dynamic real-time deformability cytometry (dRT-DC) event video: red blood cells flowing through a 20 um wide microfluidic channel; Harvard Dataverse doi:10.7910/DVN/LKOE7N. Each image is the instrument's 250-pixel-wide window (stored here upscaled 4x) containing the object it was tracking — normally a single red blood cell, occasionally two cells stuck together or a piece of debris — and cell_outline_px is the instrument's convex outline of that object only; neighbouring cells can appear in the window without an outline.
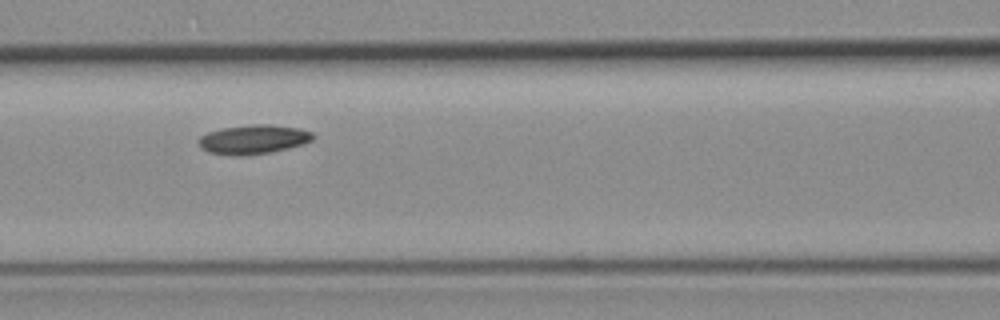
{"species": "common noctule bat (a hibernating species)", "species_latin": "Nyctalus noctula", "temperature_condition": "room temperature", "stored_images_in_passage": 9, "camera_frame_rate_fps": 3000, "um_per_image_px": 0.085, "animal": {"sex": "female", "body_mass_g": 19.3, "forearm_length_mm": 54.1}, "frame": {"image": 1, "passage_image": 6, "time_ms": 5.667, "image_size_px": [1000, 320], "cell_outline_px": [[316, 136], [312, 140], [304, 144], [272, 152], [240, 156], [208, 152], [200, 148], [200, 136], [208, 132], [224, 128], [252, 124], [268, 124], [300, 128], [312, 132]], "centroid_in_image_um": [21.58, 11.84], "position_along_channel_um": 145.0, "area_um2": 19.42}}
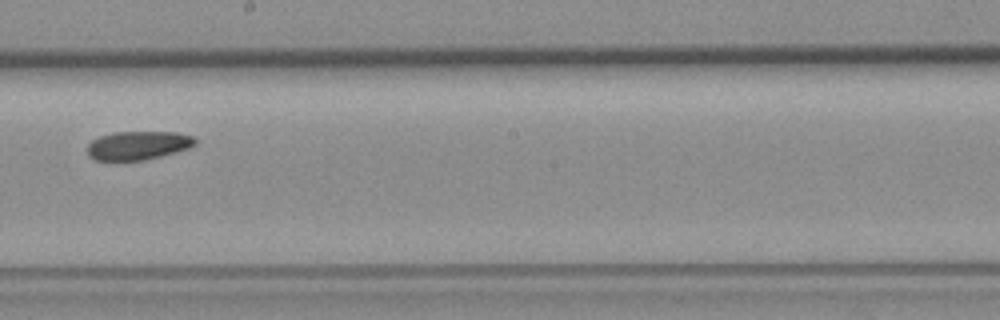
{"frame": {"image": 2, "passage_image": 8, "time_ms": 8.0, "image_size_px": [1000, 320], "cell_outline_px": [[196, 144], [188, 148], [160, 156], [144, 160], [96, 160], [88, 156], [88, 144], [92, 140], [100, 136], [112, 132], [176, 132], [192, 136], [196, 140]], "centroid_in_image_um": [11.71, 12.35], "position_along_channel_um": 236.5, "area_um2": 17.86}}
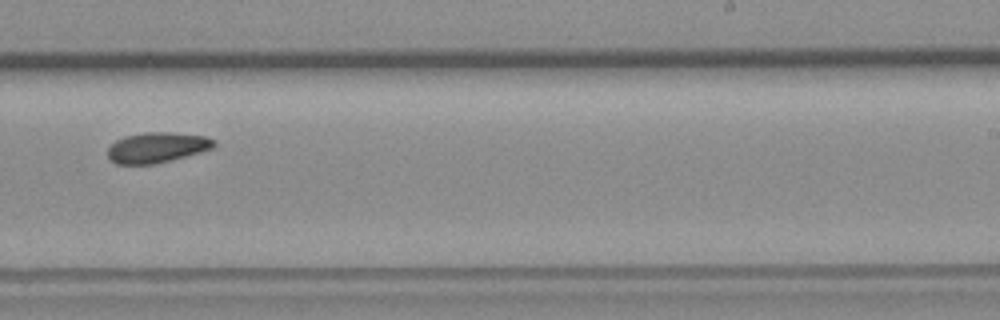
{"frame": {"image": 3, "passage_image": 9, "time_ms": 9.0, "image_size_px": [1000, 320], "cell_outline_px": [[216, 144], [212, 148], [200, 152], [156, 164], [116, 164], [108, 160], [108, 148], [116, 140], [124, 136], [144, 132], [172, 132], [204, 136], [216, 140]], "centroid_in_image_um": [13.32, 12.53], "position_along_channel_um": 275.7, "area_um2": 18.9}}